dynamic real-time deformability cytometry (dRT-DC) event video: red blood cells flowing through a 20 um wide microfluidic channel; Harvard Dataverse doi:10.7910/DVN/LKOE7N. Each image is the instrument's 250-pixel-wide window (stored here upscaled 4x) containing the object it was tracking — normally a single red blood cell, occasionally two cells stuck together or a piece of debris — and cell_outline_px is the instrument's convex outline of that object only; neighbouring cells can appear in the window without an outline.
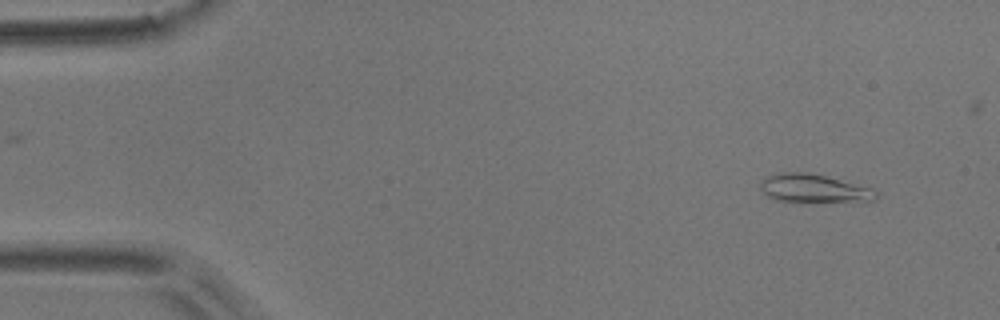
{"species": "common noctule bat (a hibernating species)", "species_latin": "Nyctalus noctula", "temperature_condition": "room temperature", "stored_images_in_passage": 6, "camera_frame_rate_fps": 3000, "um_per_image_px": 0.085, "animal": {"sex": "male", "body_mass_g": 17.9}, "frame": {"image": 1, "passage_image": 1, "time_ms": 0.0, "image_size_px": [1000, 320], "cell_outline_px": [[880, 196], [876, 200], [800, 204], [776, 200], [768, 196], [760, 188], [760, 180], [768, 176], [780, 172], [808, 172], [872, 188], [880, 192]], "centroid_in_image_um": [69.19, 16.06], "position_along_channel_um": 15.8, "area_um2": 19.83}}
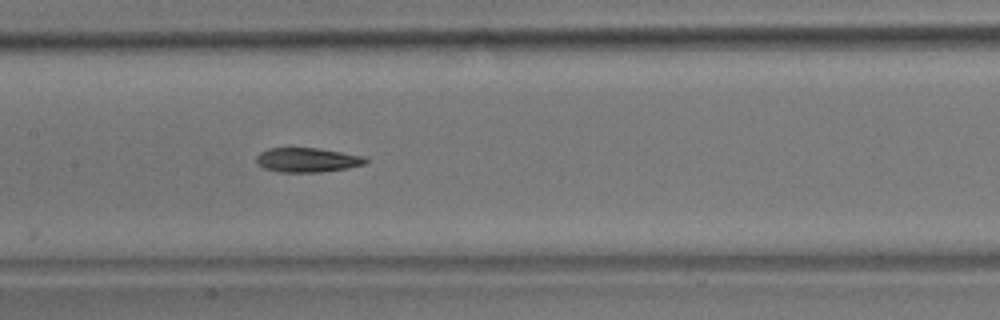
{"frame": {"image": 2, "passage_image": 6, "time_ms": 1.667, "image_size_px": [1000, 320], "cell_outline_px": [[368, 160], [364, 164], [348, 168], [320, 172], [280, 172], [264, 168], [256, 164], [256, 156], [260, 152], [268, 148], [316, 148], [364, 156]], "centroid_in_image_um": [26.08, 13.6], "position_along_channel_um": 181.3, "area_um2": 15.49}}